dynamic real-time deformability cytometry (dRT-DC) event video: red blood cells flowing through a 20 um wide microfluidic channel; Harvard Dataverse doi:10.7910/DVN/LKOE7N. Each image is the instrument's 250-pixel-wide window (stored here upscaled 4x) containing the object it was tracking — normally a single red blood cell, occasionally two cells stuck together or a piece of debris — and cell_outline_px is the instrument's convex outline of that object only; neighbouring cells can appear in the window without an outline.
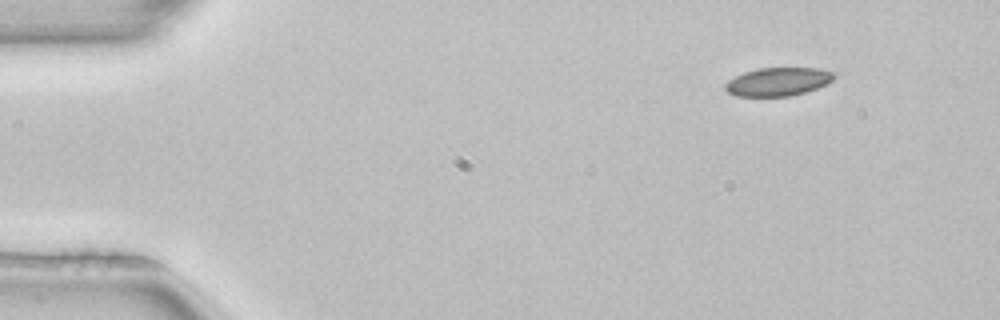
{"species": "common noctule bat (a hibernating species)", "species_latin": "Nyctalus noctula", "temperature_condition": "room temperature", "stored_images_in_passage": 26, "camera_frame_rate_fps": 3000, "um_per_image_px": 0.085, "animal": {"sex": "female", "body_mass_g": 22.7, "forearm_length_mm": 54.2}, "frame": {"image": 1, "passage_image": 1, "time_ms": 0.0, "image_size_px": [1000, 320], "cell_outline_px": [[836, 76], [828, 84], [804, 92], [788, 96], [736, 96], [728, 92], [724, 88], [724, 84], [728, 80], [744, 72], [760, 68], [820, 68], [836, 72]], "centroid_in_image_um": [66.15, 6.93], "position_along_channel_um": 18.8, "area_um2": 18.03}}
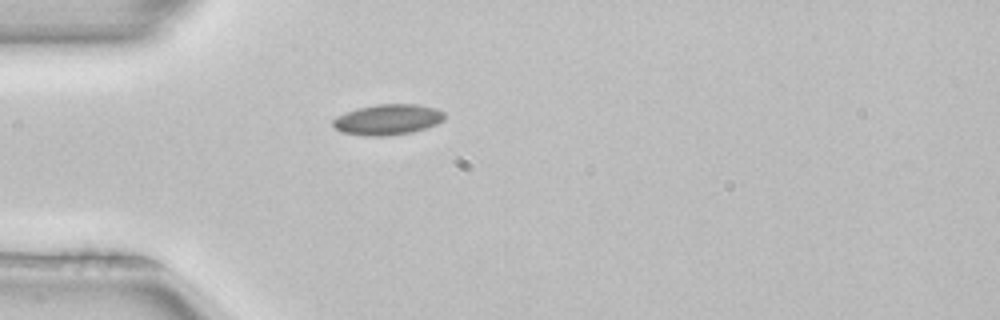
{"frame": {"image": 2, "passage_image": 10, "time_ms": 3.0, "image_size_px": [1000, 320], "cell_outline_px": [[444, 120], [436, 124], [412, 132], [388, 136], [364, 136], [340, 132], [332, 124], [332, 120], [336, 116], [356, 108], [376, 104], [416, 104], [436, 108], [444, 112]], "centroid_in_image_um": [32.93, 10.16], "position_along_channel_um": 52.1, "area_um2": 20.06}}